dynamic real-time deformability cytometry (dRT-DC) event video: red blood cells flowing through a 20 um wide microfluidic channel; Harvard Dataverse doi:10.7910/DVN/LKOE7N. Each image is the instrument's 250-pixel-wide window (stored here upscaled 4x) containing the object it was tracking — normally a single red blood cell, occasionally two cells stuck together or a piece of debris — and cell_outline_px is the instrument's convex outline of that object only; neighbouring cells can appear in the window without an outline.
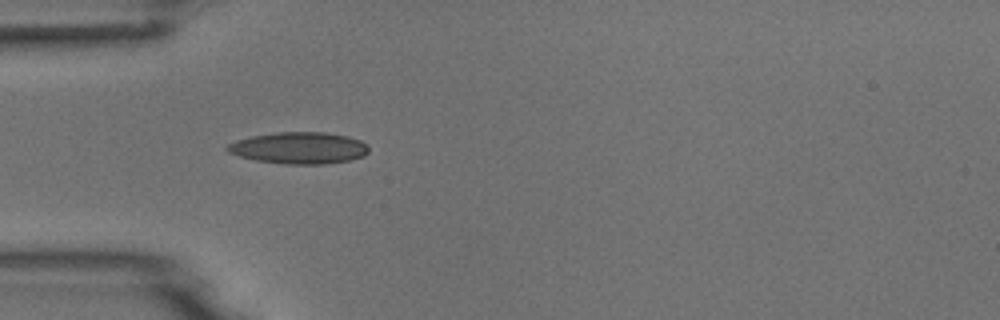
{"species": "common noctule bat (a hibernating species)", "species_latin": "Nyctalus noctula", "temperature_condition": "room temperature", "stored_images_in_passage": 8, "camera_frame_rate_fps": 3000, "um_per_image_px": 0.085, "animal": {"sex": "male", "body_mass_g": 18.8}, "frame": {"image": 1, "passage_image": 5, "time_ms": 1.333, "image_size_px": [1000, 320], "cell_outline_px": [[368, 152], [364, 156], [348, 160], [324, 164], [284, 164], [256, 160], [240, 156], [228, 152], [224, 148], [228, 144], [236, 140], [252, 136], [276, 132], [324, 132], [348, 136], [360, 140], [368, 144]], "centroid_in_image_um": [25.42, 12.57], "position_along_channel_um": 59.6, "area_um2": 26.13}}